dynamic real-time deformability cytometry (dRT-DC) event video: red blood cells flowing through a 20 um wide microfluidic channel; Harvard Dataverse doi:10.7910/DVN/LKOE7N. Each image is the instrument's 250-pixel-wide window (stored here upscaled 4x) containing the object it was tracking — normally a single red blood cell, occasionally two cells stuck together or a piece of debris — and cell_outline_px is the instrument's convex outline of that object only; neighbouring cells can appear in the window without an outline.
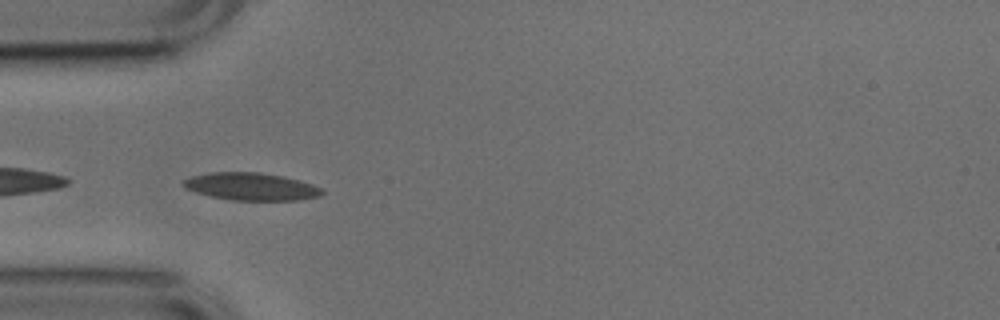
{"species": "common noctule bat (a hibernating species)", "species_latin": "Nyctalus noctula", "temperature_condition": "cold", "stored_images_in_passage": 39, "camera_frame_rate_fps": 3000, "um_per_image_px": 0.085, "animal": {"sex": "male", "body_mass_g": 17.9, "forearm_length_mm": 54.2}, "frame": {"image": 1, "passage_image": 1, "time_ms": 0.0, "image_size_px": [1000, 320], "cell_outline_px": [[324, 192], [320, 196], [300, 200], [232, 200], [212, 196], [196, 192], [184, 188], [180, 184], [180, 180], [192, 176], [212, 172], [260, 172], [284, 176], [300, 180], [324, 188]], "centroid_in_image_um": [21.35, 15.85], "position_along_channel_um": 63.6, "area_um2": 22.48}, "authors_computed_cell_mechanics": {"area_um2": 20.1722, "velocity_mm_per_s": 3.7502, "shape_relaxation_time_tau1_ms": 5.3012, "shape_relaxation_time_tau2_ms": 2.0635, "deformation_change_tau1": 0.1176, "deformation_change_tau2": 0.0636}}